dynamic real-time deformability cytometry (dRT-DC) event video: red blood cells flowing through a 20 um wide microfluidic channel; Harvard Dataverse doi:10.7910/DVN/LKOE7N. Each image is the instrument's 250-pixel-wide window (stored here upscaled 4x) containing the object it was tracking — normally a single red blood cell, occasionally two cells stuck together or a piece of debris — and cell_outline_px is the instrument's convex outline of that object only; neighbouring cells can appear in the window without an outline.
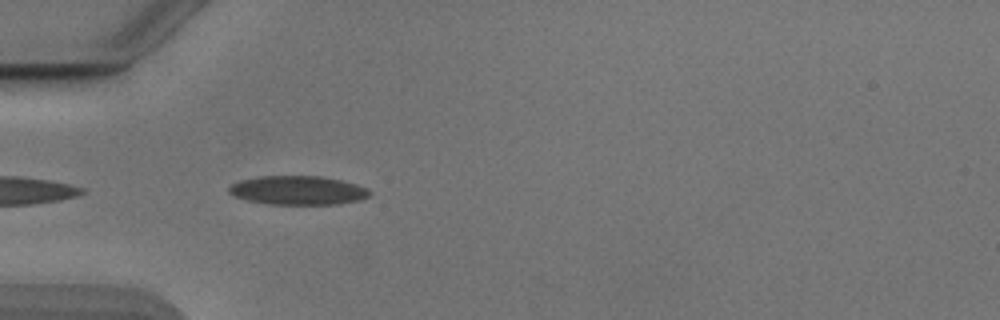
{"species": "Egyptian fruit bat (a non-hibernating species)", "species_latin": "Rousettus aegyptiacus", "temperature_condition": "cold", "stored_images_in_passage": 37, "camera_frame_rate_fps": 3000, "um_per_image_px": 0.085, "animal": {"sex": "male"}, "frame": {"image": 1, "passage_image": 2, "time_ms": 0.333, "image_size_px": [1000, 320], "cell_outline_px": [[372, 192], [368, 196], [360, 200], [340, 204], [268, 204], [248, 200], [232, 196], [228, 192], [228, 188], [232, 184], [240, 180], [260, 176], [320, 176], [340, 180], [356, 184], [368, 188]], "centroid_in_image_um": [25.32, 16.18], "position_along_channel_um": 59.7, "area_um2": 23.76}}
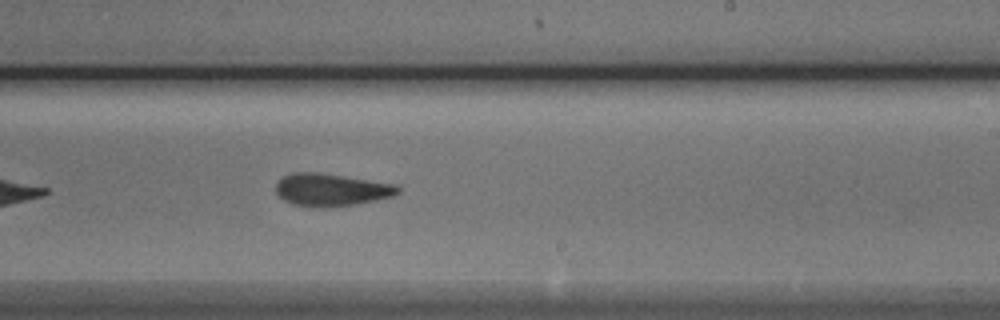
{"frame": {"image": 2, "passage_image": 18, "time_ms": 5.667, "image_size_px": [1000, 320], "cell_outline_px": [[400, 192], [392, 196], [376, 200], [356, 204], [324, 208], [292, 204], [284, 200], [276, 192], [276, 184], [284, 176], [292, 172], [320, 172], [396, 184], [400, 188]], "centroid_in_image_um": [28.17, 16.13], "position_along_channel_um": 260.8, "area_um2": 23.18}}
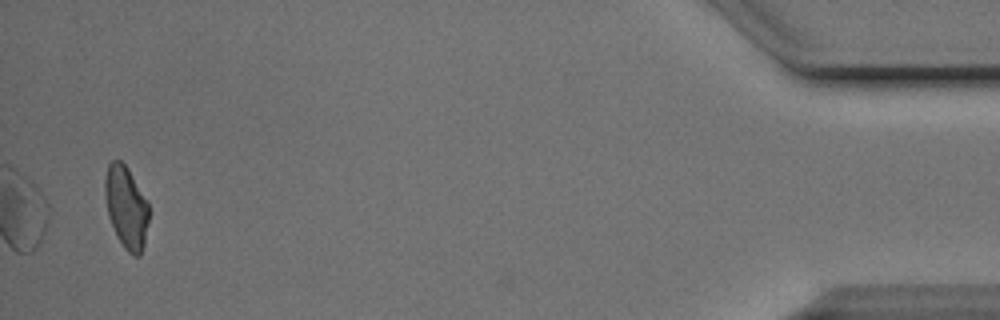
{"frame": {"image": 3, "passage_image": 37, "time_ms": 12.0, "image_size_px": [1000, 320], "cell_outline_px": [[148, 224], [144, 244], [140, 256], [132, 256], [124, 248], [116, 236], [108, 216], [104, 192], [104, 180], [108, 164], [112, 160], [120, 160], [128, 168], [148, 204]], "centroid_in_image_um": [10.71, 17.63], "position_along_channel_um": 424.5, "area_um2": 21.04}, "authors_computed_cell_mechanics": {"area_um2": 23.0044, "velocity_mm_per_s": 3.8736, "shape_relaxation_time_tau1_ms": 7.0022, "shape_relaxation_time_tau2_ms": 2.5075, "deformation_change_tau1": 0.1546, "deformation_change_tau2": 0.0855}}